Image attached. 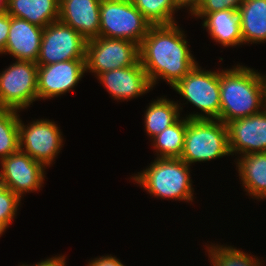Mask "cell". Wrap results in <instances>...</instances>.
<instances>
[{
  "label": "cell",
  "instance_id": "cell-1",
  "mask_svg": "<svg viewBox=\"0 0 266 266\" xmlns=\"http://www.w3.org/2000/svg\"><path fill=\"white\" fill-rule=\"evenodd\" d=\"M188 46L184 31L176 23L150 27L139 53L152 88L157 79H164L173 87L198 64Z\"/></svg>",
  "mask_w": 266,
  "mask_h": 266
},
{
  "label": "cell",
  "instance_id": "cell-2",
  "mask_svg": "<svg viewBox=\"0 0 266 266\" xmlns=\"http://www.w3.org/2000/svg\"><path fill=\"white\" fill-rule=\"evenodd\" d=\"M220 121L228 122L261 112L264 108L260 73L242 65L219 71Z\"/></svg>",
  "mask_w": 266,
  "mask_h": 266
},
{
  "label": "cell",
  "instance_id": "cell-3",
  "mask_svg": "<svg viewBox=\"0 0 266 266\" xmlns=\"http://www.w3.org/2000/svg\"><path fill=\"white\" fill-rule=\"evenodd\" d=\"M189 167L181 158H156L132 178L154 197L192 202L194 188Z\"/></svg>",
  "mask_w": 266,
  "mask_h": 266
},
{
  "label": "cell",
  "instance_id": "cell-4",
  "mask_svg": "<svg viewBox=\"0 0 266 266\" xmlns=\"http://www.w3.org/2000/svg\"><path fill=\"white\" fill-rule=\"evenodd\" d=\"M230 156L227 125L219 119H188L181 159L189 166Z\"/></svg>",
  "mask_w": 266,
  "mask_h": 266
},
{
  "label": "cell",
  "instance_id": "cell-5",
  "mask_svg": "<svg viewBox=\"0 0 266 266\" xmlns=\"http://www.w3.org/2000/svg\"><path fill=\"white\" fill-rule=\"evenodd\" d=\"M152 24L132 0H101L99 36L141 44Z\"/></svg>",
  "mask_w": 266,
  "mask_h": 266
},
{
  "label": "cell",
  "instance_id": "cell-6",
  "mask_svg": "<svg viewBox=\"0 0 266 266\" xmlns=\"http://www.w3.org/2000/svg\"><path fill=\"white\" fill-rule=\"evenodd\" d=\"M201 69L197 64L172 88L203 112L189 114L188 119L220 120L219 72Z\"/></svg>",
  "mask_w": 266,
  "mask_h": 266
},
{
  "label": "cell",
  "instance_id": "cell-7",
  "mask_svg": "<svg viewBox=\"0 0 266 266\" xmlns=\"http://www.w3.org/2000/svg\"><path fill=\"white\" fill-rule=\"evenodd\" d=\"M38 65L17 60L0 73V109L20 112L38 99Z\"/></svg>",
  "mask_w": 266,
  "mask_h": 266
},
{
  "label": "cell",
  "instance_id": "cell-8",
  "mask_svg": "<svg viewBox=\"0 0 266 266\" xmlns=\"http://www.w3.org/2000/svg\"><path fill=\"white\" fill-rule=\"evenodd\" d=\"M140 62L139 45L123 39L96 37L87 41L86 72L97 77L113 69L124 68Z\"/></svg>",
  "mask_w": 266,
  "mask_h": 266
},
{
  "label": "cell",
  "instance_id": "cell-9",
  "mask_svg": "<svg viewBox=\"0 0 266 266\" xmlns=\"http://www.w3.org/2000/svg\"><path fill=\"white\" fill-rule=\"evenodd\" d=\"M87 40L72 27L59 20L43 28L37 65L86 59Z\"/></svg>",
  "mask_w": 266,
  "mask_h": 266
},
{
  "label": "cell",
  "instance_id": "cell-10",
  "mask_svg": "<svg viewBox=\"0 0 266 266\" xmlns=\"http://www.w3.org/2000/svg\"><path fill=\"white\" fill-rule=\"evenodd\" d=\"M59 128L55 122L47 119H37L24 125L19 118V150L45 167H50L63 145Z\"/></svg>",
  "mask_w": 266,
  "mask_h": 266
},
{
  "label": "cell",
  "instance_id": "cell-11",
  "mask_svg": "<svg viewBox=\"0 0 266 266\" xmlns=\"http://www.w3.org/2000/svg\"><path fill=\"white\" fill-rule=\"evenodd\" d=\"M0 174L7 189L22 198L26 192L37 191L44 183L46 167L21 150L0 161Z\"/></svg>",
  "mask_w": 266,
  "mask_h": 266
},
{
  "label": "cell",
  "instance_id": "cell-12",
  "mask_svg": "<svg viewBox=\"0 0 266 266\" xmlns=\"http://www.w3.org/2000/svg\"><path fill=\"white\" fill-rule=\"evenodd\" d=\"M85 72V59L38 65V99H51L71 91Z\"/></svg>",
  "mask_w": 266,
  "mask_h": 266
},
{
  "label": "cell",
  "instance_id": "cell-13",
  "mask_svg": "<svg viewBox=\"0 0 266 266\" xmlns=\"http://www.w3.org/2000/svg\"><path fill=\"white\" fill-rule=\"evenodd\" d=\"M231 155L266 152V109L227 124Z\"/></svg>",
  "mask_w": 266,
  "mask_h": 266
},
{
  "label": "cell",
  "instance_id": "cell-14",
  "mask_svg": "<svg viewBox=\"0 0 266 266\" xmlns=\"http://www.w3.org/2000/svg\"><path fill=\"white\" fill-rule=\"evenodd\" d=\"M100 83L117 100H131L152 89L141 63L101 73Z\"/></svg>",
  "mask_w": 266,
  "mask_h": 266
},
{
  "label": "cell",
  "instance_id": "cell-15",
  "mask_svg": "<svg viewBox=\"0 0 266 266\" xmlns=\"http://www.w3.org/2000/svg\"><path fill=\"white\" fill-rule=\"evenodd\" d=\"M101 0H60L59 21L87 41L99 37Z\"/></svg>",
  "mask_w": 266,
  "mask_h": 266
},
{
  "label": "cell",
  "instance_id": "cell-16",
  "mask_svg": "<svg viewBox=\"0 0 266 266\" xmlns=\"http://www.w3.org/2000/svg\"><path fill=\"white\" fill-rule=\"evenodd\" d=\"M43 28L25 19L10 16L9 36L4 50L16 60L36 62L41 46Z\"/></svg>",
  "mask_w": 266,
  "mask_h": 266
},
{
  "label": "cell",
  "instance_id": "cell-17",
  "mask_svg": "<svg viewBox=\"0 0 266 266\" xmlns=\"http://www.w3.org/2000/svg\"><path fill=\"white\" fill-rule=\"evenodd\" d=\"M202 26L224 47L243 44L238 10L225 9L206 14Z\"/></svg>",
  "mask_w": 266,
  "mask_h": 266
},
{
  "label": "cell",
  "instance_id": "cell-18",
  "mask_svg": "<svg viewBox=\"0 0 266 266\" xmlns=\"http://www.w3.org/2000/svg\"><path fill=\"white\" fill-rule=\"evenodd\" d=\"M60 0H8L7 13L45 28L59 20Z\"/></svg>",
  "mask_w": 266,
  "mask_h": 266
},
{
  "label": "cell",
  "instance_id": "cell-19",
  "mask_svg": "<svg viewBox=\"0 0 266 266\" xmlns=\"http://www.w3.org/2000/svg\"><path fill=\"white\" fill-rule=\"evenodd\" d=\"M238 14L243 43L266 42V0H244Z\"/></svg>",
  "mask_w": 266,
  "mask_h": 266
},
{
  "label": "cell",
  "instance_id": "cell-20",
  "mask_svg": "<svg viewBox=\"0 0 266 266\" xmlns=\"http://www.w3.org/2000/svg\"><path fill=\"white\" fill-rule=\"evenodd\" d=\"M236 163L242 186L257 200L266 190V152L241 155Z\"/></svg>",
  "mask_w": 266,
  "mask_h": 266
},
{
  "label": "cell",
  "instance_id": "cell-21",
  "mask_svg": "<svg viewBox=\"0 0 266 266\" xmlns=\"http://www.w3.org/2000/svg\"><path fill=\"white\" fill-rule=\"evenodd\" d=\"M174 101L161 97L152 102L145 112L144 123L149 137L152 139L174 124L180 118V110L183 108Z\"/></svg>",
  "mask_w": 266,
  "mask_h": 266
},
{
  "label": "cell",
  "instance_id": "cell-22",
  "mask_svg": "<svg viewBox=\"0 0 266 266\" xmlns=\"http://www.w3.org/2000/svg\"><path fill=\"white\" fill-rule=\"evenodd\" d=\"M187 117L178 119L174 124L153 138V146L157 152L156 158H180L183 147Z\"/></svg>",
  "mask_w": 266,
  "mask_h": 266
},
{
  "label": "cell",
  "instance_id": "cell-23",
  "mask_svg": "<svg viewBox=\"0 0 266 266\" xmlns=\"http://www.w3.org/2000/svg\"><path fill=\"white\" fill-rule=\"evenodd\" d=\"M19 150V114L0 109V161Z\"/></svg>",
  "mask_w": 266,
  "mask_h": 266
},
{
  "label": "cell",
  "instance_id": "cell-24",
  "mask_svg": "<svg viewBox=\"0 0 266 266\" xmlns=\"http://www.w3.org/2000/svg\"><path fill=\"white\" fill-rule=\"evenodd\" d=\"M134 6L152 25H171L173 17L180 10L174 0H132Z\"/></svg>",
  "mask_w": 266,
  "mask_h": 266
},
{
  "label": "cell",
  "instance_id": "cell-25",
  "mask_svg": "<svg viewBox=\"0 0 266 266\" xmlns=\"http://www.w3.org/2000/svg\"><path fill=\"white\" fill-rule=\"evenodd\" d=\"M208 256L213 266H261V262L257 258H253L250 254L233 248L232 246H207Z\"/></svg>",
  "mask_w": 266,
  "mask_h": 266
},
{
  "label": "cell",
  "instance_id": "cell-26",
  "mask_svg": "<svg viewBox=\"0 0 266 266\" xmlns=\"http://www.w3.org/2000/svg\"><path fill=\"white\" fill-rule=\"evenodd\" d=\"M20 201L21 198L10 189H6L0 194V226L4 231L16 216Z\"/></svg>",
  "mask_w": 266,
  "mask_h": 266
},
{
  "label": "cell",
  "instance_id": "cell-27",
  "mask_svg": "<svg viewBox=\"0 0 266 266\" xmlns=\"http://www.w3.org/2000/svg\"><path fill=\"white\" fill-rule=\"evenodd\" d=\"M244 0H201L198 7L191 14L196 18H203L208 13L225 9L238 10Z\"/></svg>",
  "mask_w": 266,
  "mask_h": 266
},
{
  "label": "cell",
  "instance_id": "cell-28",
  "mask_svg": "<svg viewBox=\"0 0 266 266\" xmlns=\"http://www.w3.org/2000/svg\"><path fill=\"white\" fill-rule=\"evenodd\" d=\"M10 15L7 12L0 13V54L4 53L9 36Z\"/></svg>",
  "mask_w": 266,
  "mask_h": 266
},
{
  "label": "cell",
  "instance_id": "cell-29",
  "mask_svg": "<svg viewBox=\"0 0 266 266\" xmlns=\"http://www.w3.org/2000/svg\"><path fill=\"white\" fill-rule=\"evenodd\" d=\"M87 266H125L114 256H102L91 260Z\"/></svg>",
  "mask_w": 266,
  "mask_h": 266
},
{
  "label": "cell",
  "instance_id": "cell-30",
  "mask_svg": "<svg viewBox=\"0 0 266 266\" xmlns=\"http://www.w3.org/2000/svg\"><path fill=\"white\" fill-rule=\"evenodd\" d=\"M66 258L64 255L62 256H55V257H51L48 258L46 260H42L41 262H38L37 264H33V265H29V266H66V262H65ZM20 266H28V264H22Z\"/></svg>",
  "mask_w": 266,
  "mask_h": 266
},
{
  "label": "cell",
  "instance_id": "cell-31",
  "mask_svg": "<svg viewBox=\"0 0 266 266\" xmlns=\"http://www.w3.org/2000/svg\"><path fill=\"white\" fill-rule=\"evenodd\" d=\"M176 6L180 9L182 7H189V12L192 14L200 4L201 0H174Z\"/></svg>",
  "mask_w": 266,
  "mask_h": 266
},
{
  "label": "cell",
  "instance_id": "cell-32",
  "mask_svg": "<svg viewBox=\"0 0 266 266\" xmlns=\"http://www.w3.org/2000/svg\"><path fill=\"white\" fill-rule=\"evenodd\" d=\"M260 77L263 85L264 108L266 109V76L260 74Z\"/></svg>",
  "mask_w": 266,
  "mask_h": 266
},
{
  "label": "cell",
  "instance_id": "cell-33",
  "mask_svg": "<svg viewBox=\"0 0 266 266\" xmlns=\"http://www.w3.org/2000/svg\"><path fill=\"white\" fill-rule=\"evenodd\" d=\"M8 0H0V13L7 12Z\"/></svg>",
  "mask_w": 266,
  "mask_h": 266
},
{
  "label": "cell",
  "instance_id": "cell-34",
  "mask_svg": "<svg viewBox=\"0 0 266 266\" xmlns=\"http://www.w3.org/2000/svg\"><path fill=\"white\" fill-rule=\"evenodd\" d=\"M7 189L6 184L4 180L2 179V176L0 174V194L4 192Z\"/></svg>",
  "mask_w": 266,
  "mask_h": 266
},
{
  "label": "cell",
  "instance_id": "cell-35",
  "mask_svg": "<svg viewBox=\"0 0 266 266\" xmlns=\"http://www.w3.org/2000/svg\"><path fill=\"white\" fill-rule=\"evenodd\" d=\"M266 198V190L257 198L258 200L260 199H265Z\"/></svg>",
  "mask_w": 266,
  "mask_h": 266
},
{
  "label": "cell",
  "instance_id": "cell-36",
  "mask_svg": "<svg viewBox=\"0 0 266 266\" xmlns=\"http://www.w3.org/2000/svg\"><path fill=\"white\" fill-rule=\"evenodd\" d=\"M3 232H5L2 227L0 226V236L3 234Z\"/></svg>",
  "mask_w": 266,
  "mask_h": 266
}]
</instances>
